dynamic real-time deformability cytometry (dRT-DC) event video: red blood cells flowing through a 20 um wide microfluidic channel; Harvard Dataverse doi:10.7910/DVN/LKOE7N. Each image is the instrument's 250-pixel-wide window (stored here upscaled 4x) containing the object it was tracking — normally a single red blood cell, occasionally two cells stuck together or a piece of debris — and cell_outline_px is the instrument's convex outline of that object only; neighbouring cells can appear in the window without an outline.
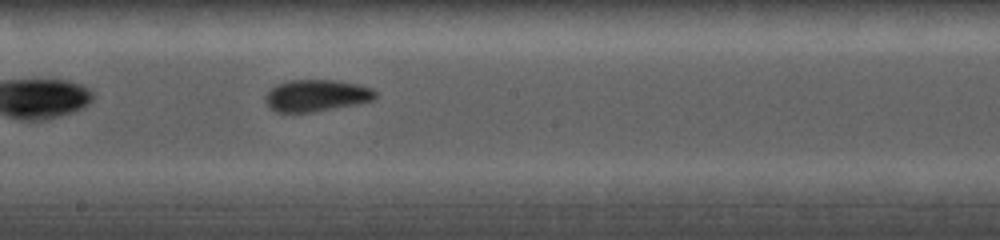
{"species": "common noctule bat (a hibernating species)", "species_latin": "Nyctalus noctula", "temperature_condition": "cold", "stored_images_in_passage": 13, "camera_frame_rate_fps": 5000, "um_per_image_px": 0.085, "animal": {"sex": "female", "body_mass_g": 19.0, "forearm_length_mm": 56.7}, "frame": {"image": 1, "passage_image": 6, "time_ms": 3.8, "image_size_px": [1000, 240], "cell_outline_px": [[376, 96], [372, 100], [356, 104], [312, 112], [276, 112], [268, 108], [264, 100], [264, 96], [276, 84], [288, 80], [336, 80], [356, 84], [372, 88], [376, 92]], "centroid_in_image_um": [26.84, 8.12], "position_along_channel_um": 221.4, "area_um2": 20.4}}
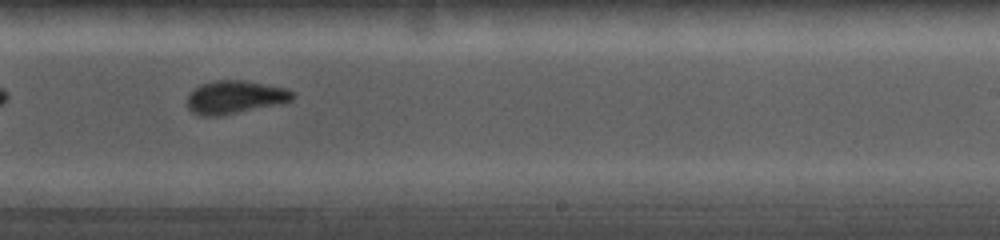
{"frame": {"image": 2, "passage_image": 8, "time_ms": 5.0, "image_size_px": [1000, 240], "cell_outline_px": [[296, 96], [292, 100], [276, 104], [220, 116], [200, 116], [192, 112], [188, 108], [188, 96], [200, 84], [216, 80], [244, 80], [288, 88]], "centroid_in_image_um": [19.97, 8.25], "position_along_channel_um": 269.0, "area_um2": 20.17}}
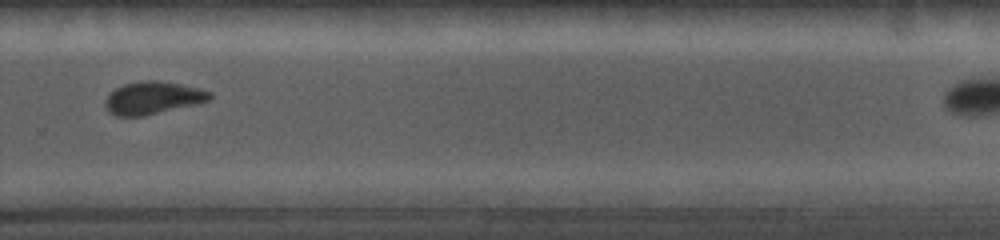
{"frame": {"image": 3, "passage_image": 10, "time_ms": 6.2, "image_size_px": [1000, 240], "cell_outline_px": [[212, 96], [208, 100], [196, 104], [144, 116], [116, 116], [108, 112], [104, 104], [104, 100], [116, 88], [124, 84], [148, 80], [156, 80], [180, 84], [212, 92]], "centroid_in_image_um": [12.96, 8.33], "position_along_channel_um": 316.8, "area_um2": 19.65}}